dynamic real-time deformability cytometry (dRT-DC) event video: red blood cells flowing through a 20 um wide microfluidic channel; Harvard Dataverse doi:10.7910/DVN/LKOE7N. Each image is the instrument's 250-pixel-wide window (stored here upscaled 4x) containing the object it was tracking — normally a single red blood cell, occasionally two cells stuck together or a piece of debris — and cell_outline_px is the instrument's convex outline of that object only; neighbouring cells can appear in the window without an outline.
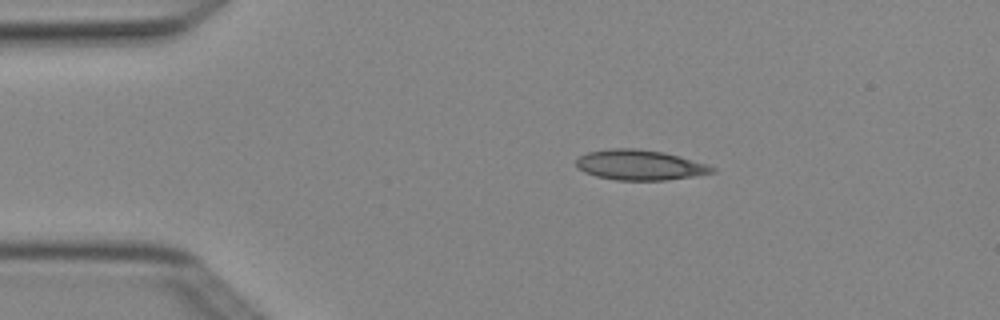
{"species": "Egyptian fruit bat (a non-hibernating species)", "species_latin": "Rousettus aegyptiacus", "temperature_condition": "cold", "stored_images_in_passage": 3, "camera_frame_rate_fps": 3000, "um_per_image_px": 0.085, "animal": {"sex": "female"}, "frame": {"image": 1, "passage_image": 1, "time_ms": 0.0, "image_size_px": [1000, 320], "cell_outline_px": [[716, 172], [696, 176], [664, 180], [616, 180], [596, 176], [584, 172], [576, 164], [576, 160], [580, 156], [588, 152], [612, 148], [636, 148], [664, 152], [680, 156], [708, 164], [716, 168]], "centroid_in_image_um": [54.43, 14.02], "position_along_channel_um": 30.6, "area_um2": 23.99}}
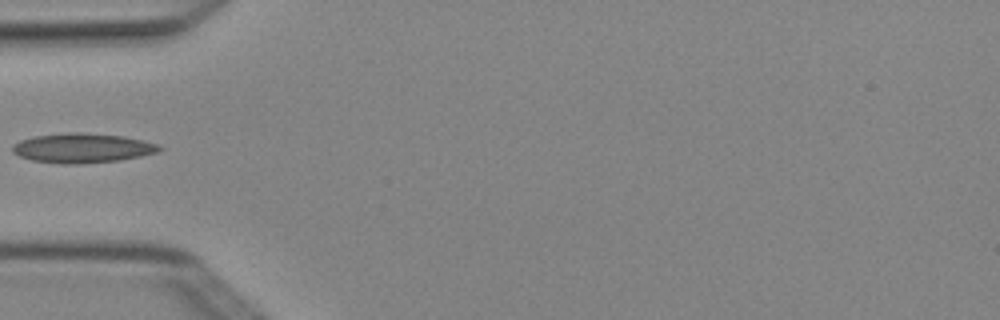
{"frame": {"image": 2, "passage_image": 3, "time_ms": 0.667, "image_size_px": [1000, 320], "cell_outline_px": [[164, 148], [156, 152], [140, 156], [120, 160], [80, 164], [64, 164], [32, 160], [20, 156], [12, 152], [12, 144], [20, 140], [32, 136], [64, 132], [80, 132], [124, 136], [144, 140], [160, 144]], "centroid_in_image_um": [7.0, 12.57], "position_along_channel_um": 78.0, "area_um2": 25.55}}